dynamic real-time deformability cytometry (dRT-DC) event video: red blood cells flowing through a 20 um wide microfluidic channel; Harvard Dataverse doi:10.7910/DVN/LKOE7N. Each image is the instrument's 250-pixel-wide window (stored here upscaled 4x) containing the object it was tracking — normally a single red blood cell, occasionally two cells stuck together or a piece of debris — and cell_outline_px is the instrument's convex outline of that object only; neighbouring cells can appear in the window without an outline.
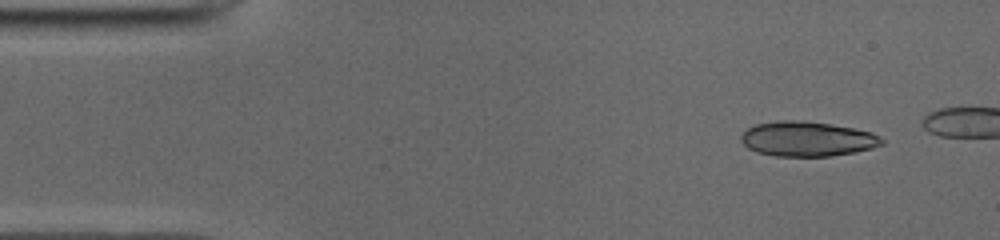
{"species": "common noctule bat (a hibernating species)", "species_latin": "Nyctalus noctula", "temperature_condition": "cold", "stored_images_in_passage": 38, "camera_frame_rate_fps": 3000, "um_per_image_px": 0.085, "animal": {"sex": "male", "body_mass_g": 19.0, "forearm_length_mm": 50.8}, "frame": {"image": 1, "passage_image": 1, "time_ms": 0.0, "image_size_px": [1000, 240], "cell_outline_px": [[884, 144], [872, 148], [856, 152], [832, 156], [776, 156], [756, 152], [748, 148], [740, 140], [740, 136], [748, 128], [756, 124], [784, 120], [796, 120], [828, 124], [852, 128], [872, 132], [880, 136], [884, 140]], "centroid_in_image_um": [68.63, 11.82], "position_along_channel_um": 16.4, "area_um2": 28.5}}